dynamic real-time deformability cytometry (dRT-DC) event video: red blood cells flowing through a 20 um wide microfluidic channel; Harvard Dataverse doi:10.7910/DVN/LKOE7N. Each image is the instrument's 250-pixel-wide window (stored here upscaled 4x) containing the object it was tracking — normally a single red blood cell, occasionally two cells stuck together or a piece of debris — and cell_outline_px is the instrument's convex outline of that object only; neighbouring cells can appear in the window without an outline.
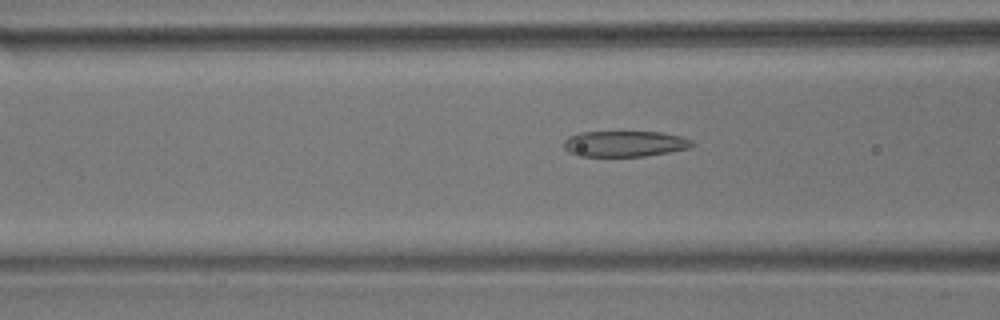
{"species": "common noctule bat (a hibernating species)", "species_latin": "Nyctalus noctula", "temperature_condition": "room temperature", "stored_images_in_passage": 57, "camera_frame_rate_fps": 3000, "um_per_image_px": 0.085, "animal": {"sex": "male", "body_mass_g": 17.9}, "frame": {"image": 1, "passage_image": 22, "time_ms": 7.0, "image_size_px": [1000, 320], "cell_outline_px": [[696, 144], [688, 148], [668, 152], [644, 156], [580, 156], [568, 152], [564, 148], [564, 140], [568, 136], [580, 132], [660, 132], [680, 136], [692, 140]], "centroid_in_image_um": [53.08, 12.21], "position_along_channel_um": 113.5, "area_um2": 19.31}}
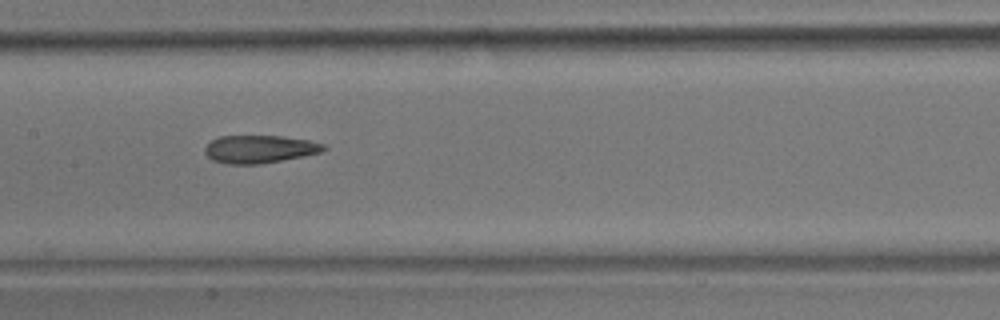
{"frame": {"image": 2, "passage_image": 28, "time_ms": 9.0, "image_size_px": [1000, 320], "cell_outline_px": [[328, 148], [320, 152], [304, 156], [260, 164], [228, 164], [212, 160], [204, 152], [204, 148], [212, 140], [220, 136], [280, 136], [308, 140], [324, 144]], "centroid_in_image_um": [22.06, 12.68], "position_along_channel_um": 185.3, "area_um2": 19.19}}
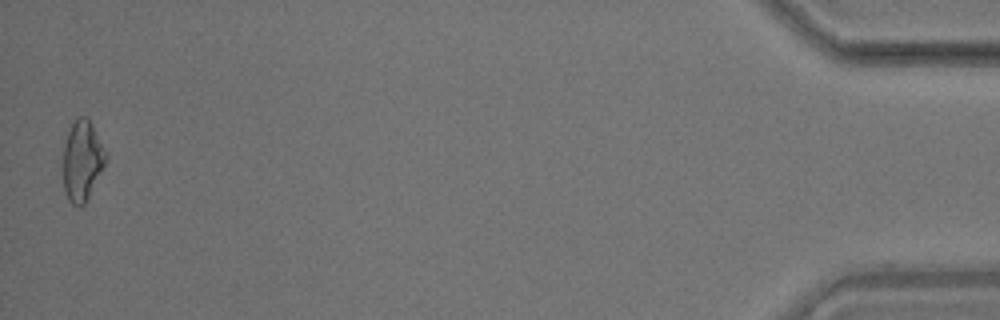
{"frame": {"image": 3, "passage_image": 56, "time_ms": 18.333, "image_size_px": [1000, 320], "cell_outline_px": [[108, 156], [84, 204], [80, 208], [72, 204], [68, 200], [64, 192], [64, 144], [68, 132], [76, 116], [84, 116], [88, 120], [108, 152]], "centroid_in_image_um": [6.98, 13.66], "position_along_channel_um": 428.2, "area_um2": 19.65}, "authors_computed_cell_mechanics": {"area_um2": 19.8832, "velocity_mm_per_s": 3.5734, "shape_relaxation_time_tau1_ms": null, "shape_relaxation_time_tau2_ms": 2.9498, "deformation_change_tau1": null, "deformation_change_tau2": 0.1153}}